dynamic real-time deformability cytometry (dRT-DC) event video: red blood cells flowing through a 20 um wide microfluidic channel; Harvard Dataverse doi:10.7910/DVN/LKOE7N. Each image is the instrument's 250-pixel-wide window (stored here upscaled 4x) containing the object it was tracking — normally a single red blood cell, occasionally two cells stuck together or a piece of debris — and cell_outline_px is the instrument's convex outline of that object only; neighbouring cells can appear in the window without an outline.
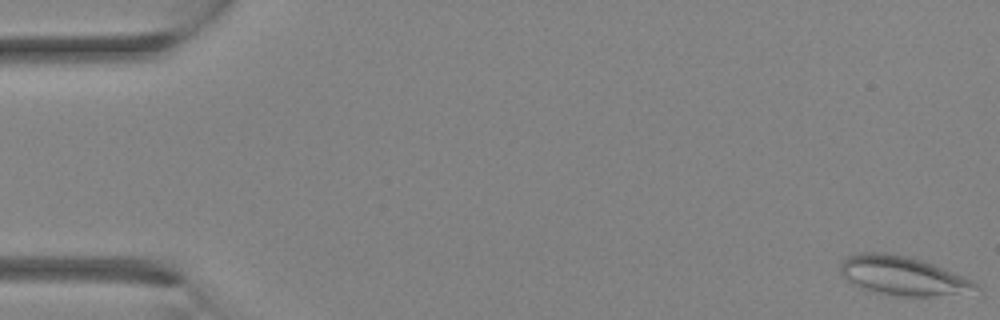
{"species": "Egyptian fruit bat (a non-hibernating species)", "species_latin": "Rousettus aegyptiacus", "temperature_condition": "room temperature", "stored_images_in_passage": 6, "camera_frame_rate_fps": 3000, "um_per_image_px": 0.085, "animal": {"sex": "female"}, "frame": {"image": 1, "passage_image": 1, "time_ms": 0.0, "image_size_px": [1000, 320], "cell_outline_px": [[980, 288], [932, 296], [900, 296], [880, 292], [864, 288], [840, 276], [840, 264], [848, 256], [860, 252], [892, 252], [908, 256], [932, 264], [972, 280], [980, 284]], "centroid_in_image_um": [76.66, 23.4], "position_along_channel_um": 8.3, "area_um2": 29.94}}